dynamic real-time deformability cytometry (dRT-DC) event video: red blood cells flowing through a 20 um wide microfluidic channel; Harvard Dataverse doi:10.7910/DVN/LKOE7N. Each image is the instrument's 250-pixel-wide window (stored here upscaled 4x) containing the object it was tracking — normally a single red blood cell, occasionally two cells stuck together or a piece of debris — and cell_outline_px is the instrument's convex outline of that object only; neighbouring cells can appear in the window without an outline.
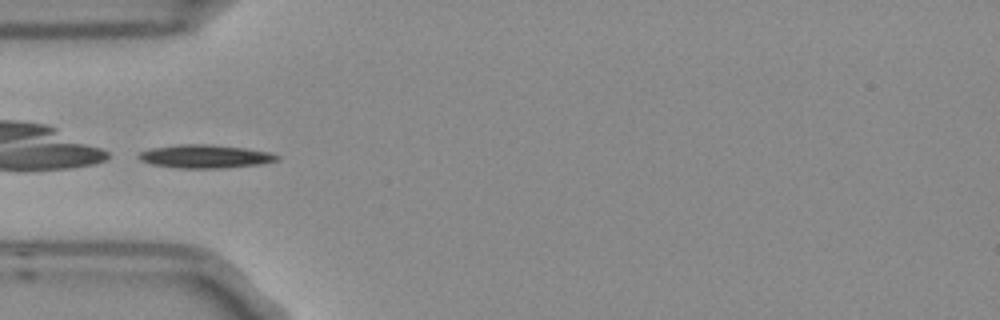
{"species": "Egyptian fruit bat (a non-hibernating species)", "species_latin": "Rousettus aegyptiacus", "temperature_condition": "room temperature", "stored_images_in_passage": 3, "camera_frame_rate_fps": 3000, "um_per_image_px": 0.085, "frame": {"image": 1, "passage_image": 1, "time_ms": 0.0, "image_size_px": [1000, 320], "cell_outline_px": [[280, 160], [260, 164], [224, 168], [180, 168], [152, 164], [140, 160], [136, 156], [140, 152], [152, 148], [180, 144], [212, 144], [244, 148], [268, 152], [280, 156]], "centroid_in_image_um": [17.44, 13.29], "position_along_channel_um": 67.6, "area_um2": 18.79}}